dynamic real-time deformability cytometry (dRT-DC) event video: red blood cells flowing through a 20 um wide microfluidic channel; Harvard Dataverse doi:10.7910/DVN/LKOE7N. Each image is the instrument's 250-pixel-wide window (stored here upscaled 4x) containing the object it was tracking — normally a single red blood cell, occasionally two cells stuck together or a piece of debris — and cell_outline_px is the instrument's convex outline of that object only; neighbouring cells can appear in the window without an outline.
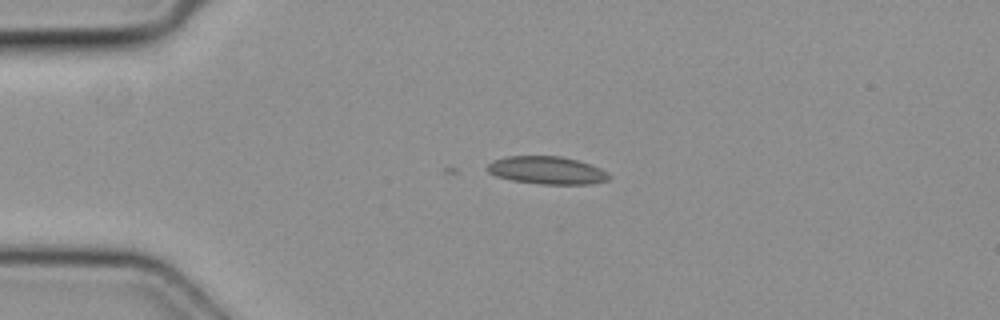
{"species": "common noctule bat (a hibernating species)", "species_latin": "Nyctalus noctula", "temperature_condition": "cold", "stored_images_in_passage": 3, "camera_frame_rate_fps": 3000, "um_per_image_px": 0.085, "animal": {"sex": "female", "body_mass_g": 19.3, "forearm_length_mm": 54.1}, "frame": {"image": 1, "passage_image": 2, "time_ms": 0.333, "image_size_px": [1000, 320], "cell_outline_px": [[612, 176], [608, 180], [588, 184], [540, 184], [512, 180], [496, 176], [488, 172], [488, 164], [492, 160], [508, 156], [560, 156], [576, 160], [600, 168], [608, 172]], "centroid_in_image_um": [46.49, 14.48], "position_along_channel_um": 38.5, "area_um2": 19.59}}